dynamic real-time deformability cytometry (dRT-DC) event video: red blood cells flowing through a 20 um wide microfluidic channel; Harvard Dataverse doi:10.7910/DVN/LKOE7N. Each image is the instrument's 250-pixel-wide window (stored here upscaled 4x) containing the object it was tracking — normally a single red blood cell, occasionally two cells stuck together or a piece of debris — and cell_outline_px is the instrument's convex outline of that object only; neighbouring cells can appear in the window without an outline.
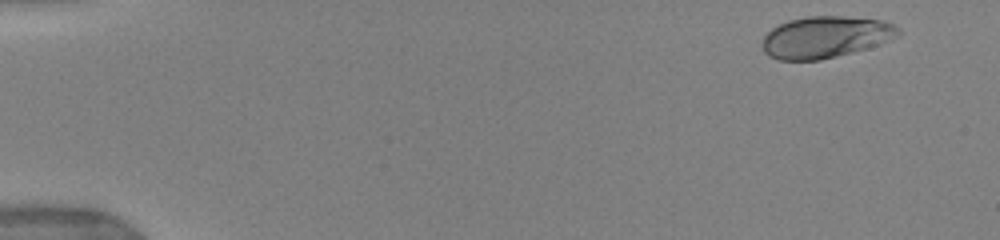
{"species": "human", "species_latin": "Homo sapiens", "temperature_condition": "warm", "stored_images_in_passage": 7, "camera_frame_rate_fps": 3000, "um_per_image_px": 0.085, "donor": {"sex": "female"}, "frame": {"image": 1, "passage_image": 2, "time_ms": 0.667, "image_size_px": [1000, 240], "cell_outline_px": [[900, 36], [880, 44], [868, 48], [820, 60], [780, 60], [768, 56], [764, 52], [764, 36], [772, 28], [788, 20], [808, 16], [844, 16], [880, 20], [892, 24], [900, 28]], "centroid_in_image_um": [70.19, 3.15], "position_along_channel_um": 14.8, "area_um2": 32.95}}